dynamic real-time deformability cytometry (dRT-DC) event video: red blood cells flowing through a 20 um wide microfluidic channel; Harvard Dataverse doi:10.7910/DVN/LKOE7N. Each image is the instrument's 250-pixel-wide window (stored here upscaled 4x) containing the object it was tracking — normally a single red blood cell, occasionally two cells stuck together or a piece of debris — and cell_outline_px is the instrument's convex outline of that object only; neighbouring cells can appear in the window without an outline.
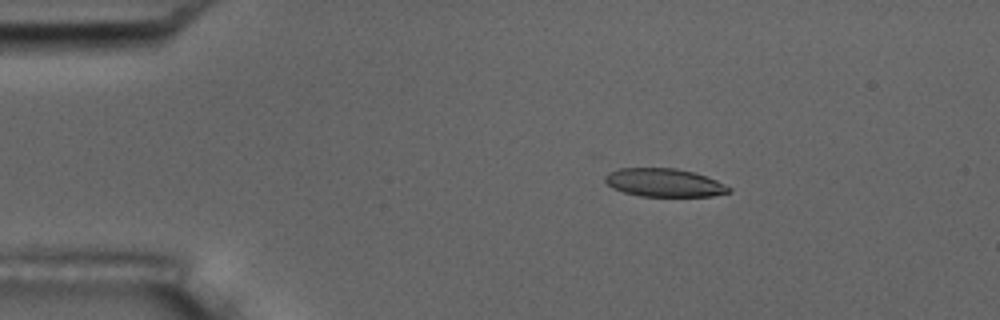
{"species": "common noctule bat (a hibernating species)", "species_latin": "Nyctalus noctula", "temperature_condition": "room temperature", "stored_images_in_passage": 5, "camera_frame_rate_fps": 3000, "um_per_image_px": 0.085, "animal": {"sex": "male", "body_mass_g": 17.5, "forearm_length_mm": 52.3}, "frame": {"image": 1, "passage_image": 3, "time_ms": 2.333, "image_size_px": [1000, 320], "cell_outline_px": [[732, 192], [712, 196], [640, 196], [624, 192], [612, 188], [604, 180], [604, 176], [608, 172], [620, 168], [676, 168], [692, 172], [716, 180], [732, 188]], "centroid_in_image_um": [56.44, 15.53], "position_along_channel_um": 28.6, "area_um2": 20.35}}
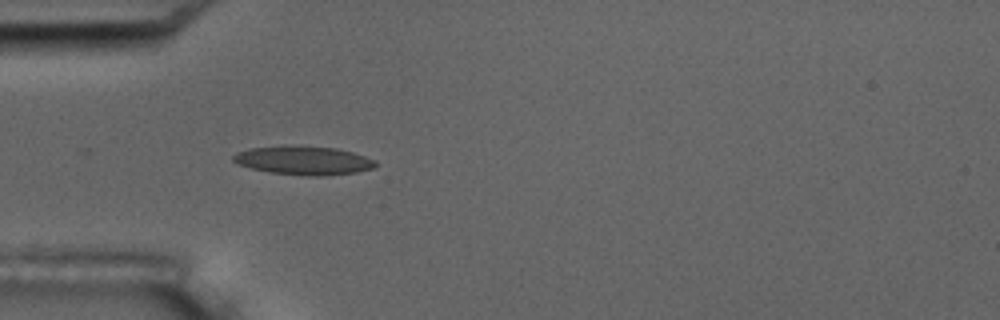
{"frame": {"image": 2, "passage_image": 5, "time_ms": 4.667, "image_size_px": [1000, 320], "cell_outline_px": [[376, 164], [372, 168], [356, 172], [324, 176], [308, 176], [268, 172], [236, 164], [232, 160], [232, 156], [236, 152], [248, 148], [336, 148], [352, 152], [376, 160]], "centroid_in_image_um": [25.8, 13.68], "position_along_channel_um": 59.2, "area_um2": 22.89}}